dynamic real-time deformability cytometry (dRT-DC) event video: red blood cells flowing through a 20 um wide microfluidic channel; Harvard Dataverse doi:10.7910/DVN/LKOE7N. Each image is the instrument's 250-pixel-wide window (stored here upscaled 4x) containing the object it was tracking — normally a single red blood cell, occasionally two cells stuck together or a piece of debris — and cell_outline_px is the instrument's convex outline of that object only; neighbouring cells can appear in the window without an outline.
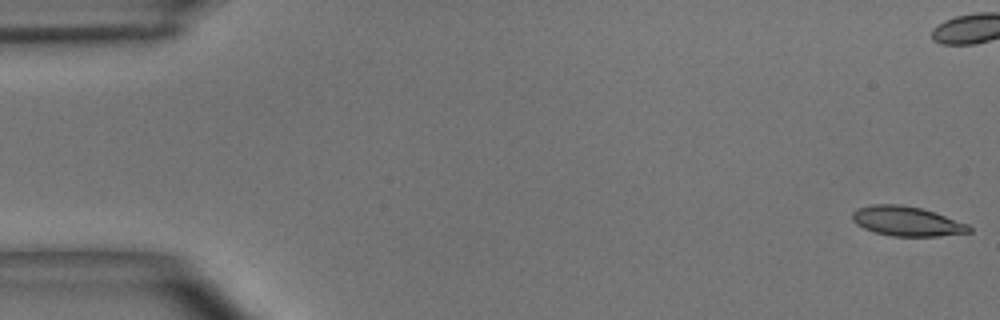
{"species": "common noctule bat (a hibernating species)", "species_latin": "Nyctalus noctula", "temperature_condition": "room temperature", "stored_images_in_passage": 50, "camera_frame_rate_fps": 3000, "um_per_image_px": 0.085, "animal": {"sex": "male", "body_mass_g": 15.6}, "frame": {"image": 1, "passage_image": 1, "time_ms": 0.0, "image_size_px": [1000, 320], "cell_outline_px": [[972, 232], [940, 236], [892, 236], [872, 232], [856, 224], [852, 220], [852, 212], [856, 208], [872, 204], [900, 204], [920, 208], [968, 224], [972, 228]], "centroid_in_image_um": [77.04, 18.81], "position_along_channel_um": 8.0, "area_um2": 20.17}}
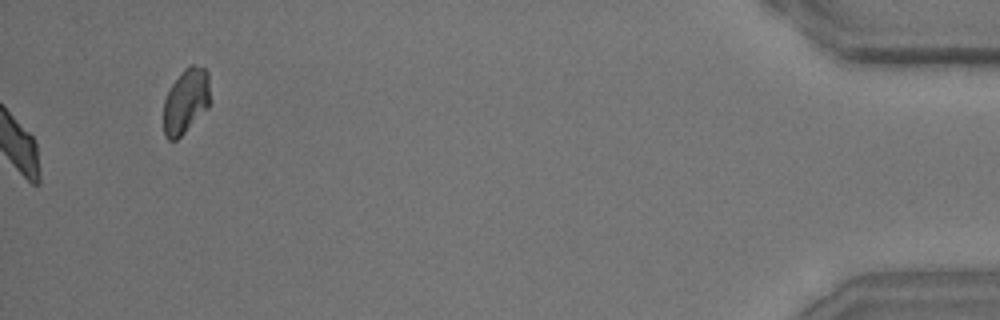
{"frame": {"image": 2, "passage_image": 50, "time_ms": 16.333, "image_size_px": [1000, 320], "cell_outline_px": [[212, 100], [208, 108], [176, 140], [168, 140], [164, 136], [164, 100], [172, 84], [184, 68], [192, 64], [204, 68], [208, 72]], "centroid_in_image_um": [15.83, 8.57], "position_along_channel_um": 419.4, "area_um2": 17.8}, "authors_computed_cell_mechanics": {"area_um2": 20.519, "velocity_mm_per_s": 4.0595, "shape_relaxation_time_tau1_ms": 8.9315, "shape_relaxation_time_tau2_ms": 3.532, "deformation_change_tau1": 0.2301, "deformation_change_tau2": 0.1051}}